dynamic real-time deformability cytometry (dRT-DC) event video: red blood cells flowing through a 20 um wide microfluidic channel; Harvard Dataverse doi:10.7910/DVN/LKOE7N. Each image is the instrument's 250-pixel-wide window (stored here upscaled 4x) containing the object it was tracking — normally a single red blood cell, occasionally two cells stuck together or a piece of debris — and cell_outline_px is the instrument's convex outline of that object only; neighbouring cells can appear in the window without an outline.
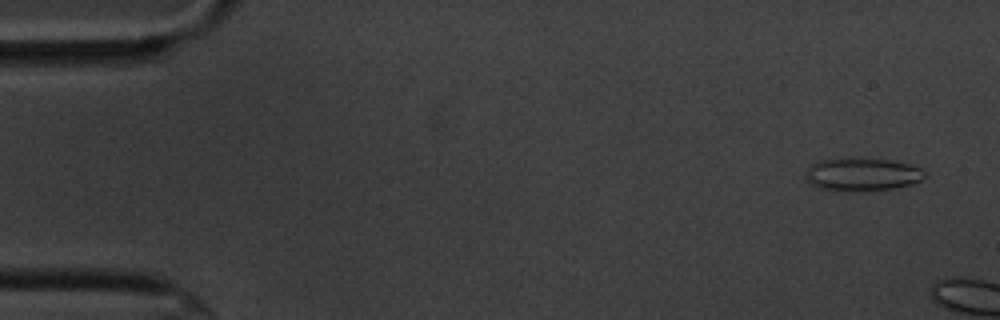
{"species": "common noctule bat (a hibernating species)", "species_latin": "Nyctalus noctula", "temperature_condition": "cold", "stored_images_in_passage": 6, "camera_frame_rate_fps": 3000, "um_per_image_px": 0.085, "animal": {"sex": "male", "body_mass_g": 20.1, "forearm_length_mm": 53.5}, "frame": {"image": 1, "passage_image": 3, "time_ms": 0.667, "image_size_px": [1000, 320], "cell_outline_px": [[928, 176], [912, 184], [896, 188], [868, 192], [844, 192], [816, 188], [804, 180], [804, 172], [812, 164], [820, 160], [848, 156], [888, 160], [908, 164], [920, 168]], "centroid_in_image_um": [73.21, 14.84], "position_along_channel_um": 11.8, "area_um2": 23.99}}